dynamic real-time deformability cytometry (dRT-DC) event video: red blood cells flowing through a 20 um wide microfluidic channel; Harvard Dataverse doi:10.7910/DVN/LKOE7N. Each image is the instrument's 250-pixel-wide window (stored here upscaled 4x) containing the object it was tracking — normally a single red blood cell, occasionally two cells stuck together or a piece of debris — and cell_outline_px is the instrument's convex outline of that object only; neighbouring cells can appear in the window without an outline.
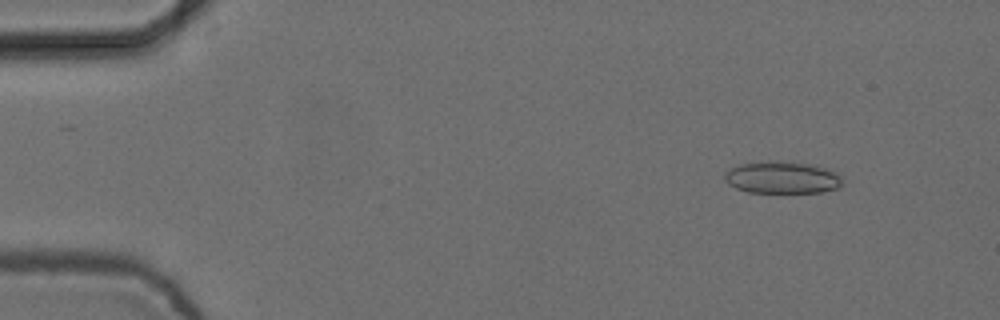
{"species": "common noctule bat (a hibernating species)", "species_latin": "Nyctalus noctula", "temperature_condition": "cold", "stored_images_in_passage": 4, "camera_frame_rate_fps": 3000, "um_per_image_px": 0.085, "animal": {"sex": "female", "body_mass_g": 24.6, "forearm_length_mm": 56.2}, "frame": {"image": 1, "passage_image": 2, "time_ms": 0.333, "image_size_px": [1000, 320], "cell_outline_px": [[844, 176], [840, 184], [836, 188], [820, 192], [748, 192], [736, 188], [728, 184], [724, 180], [724, 172], [740, 164], [768, 160], [772, 160], [812, 164], [840, 172]], "centroid_in_image_um": [66.49, 15.07], "position_along_channel_um": 18.5, "area_um2": 22.25}}